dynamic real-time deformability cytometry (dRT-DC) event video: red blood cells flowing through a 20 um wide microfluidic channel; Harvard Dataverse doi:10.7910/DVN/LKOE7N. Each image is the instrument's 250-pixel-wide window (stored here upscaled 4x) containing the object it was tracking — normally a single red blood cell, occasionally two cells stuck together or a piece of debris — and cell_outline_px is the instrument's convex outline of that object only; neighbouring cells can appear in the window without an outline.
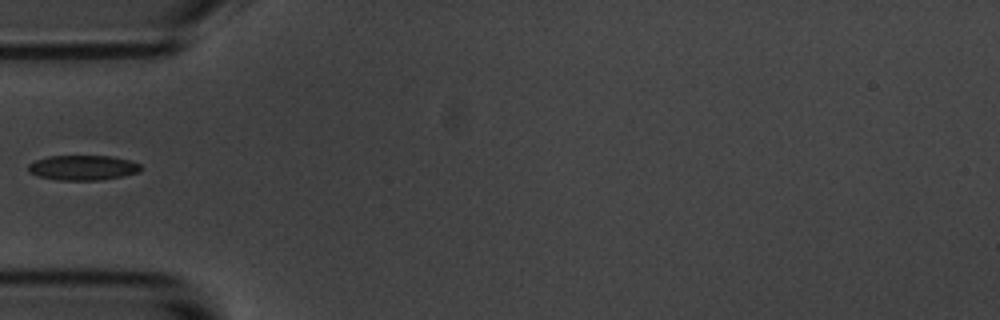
{"species": "common noctule bat (a hibernating species)", "species_latin": "Nyctalus noctula", "temperature_condition": "room temperature", "stored_images_in_passage": 5, "segment_of_instrument_passage": [2, 2], "camera_frame_rate_fps": 3000, "um_per_image_px": 0.085, "animal": {"sex": "male", "body_mass_g": 20.1, "forearm_length_mm": 53.5}, "frame": {"image": 1, "passage_image": 5, "time_ms": 5.333, "image_size_px": [1000, 320], "cell_outline_px": [[140, 172], [100, 180], [60, 180], [40, 176], [32, 172], [28, 168], [28, 164], [36, 160], [48, 156], [112, 156], [128, 160], [140, 164]], "centroid_in_image_um": [7.06, 14.24], "position_along_channel_um": 77.9, "area_um2": 16.07}}